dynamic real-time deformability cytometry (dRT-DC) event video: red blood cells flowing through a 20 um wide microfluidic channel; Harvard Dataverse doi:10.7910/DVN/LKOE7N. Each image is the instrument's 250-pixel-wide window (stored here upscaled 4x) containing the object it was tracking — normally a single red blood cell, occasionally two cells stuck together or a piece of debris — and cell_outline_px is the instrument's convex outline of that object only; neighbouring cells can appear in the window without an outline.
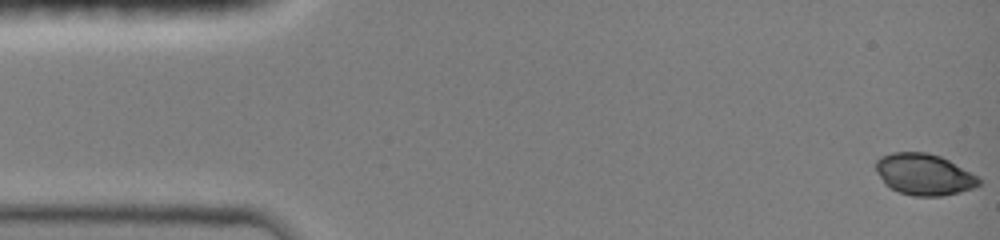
{"species": "common noctule bat (a hibernating species)", "species_latin": "Nyctalus noctula", "temperature_condition": "room temperature", "stored_images_in_passage": 47, "camera_frame_rate_fps": 3000, "um_per_image_px": 0.085, "animal": {"sex": "female", "body_mass_g": 19.0, "forearm_length_mm": 51.5}, "frame": {"image": 1, "passage_image": 1, "time_ms": 0.0, "image_size_px": [1000, 240], "cell_outline_px": [[980, 184], [972, 188], [960, 192], [940, 196], [912, 196], [900, 192], [884, 184], [876, 172], [876, 160], [880, 156], [892, 152], [928, 152], [940, 156], [980, 176]], "centroid_in_image_um": [78.54, 14.82], "position_along_channel_um": 6.5, "area_um2": 24.97}}
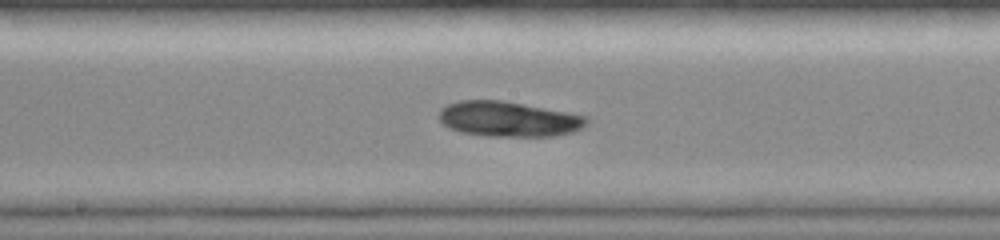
{"frame": {"image": 2, "passage_image": 25, "time_ms": 8.0, "image_size_px": [1000, 240], "cell_outline_px": [[588, 124], [584, 128], [572, 132], [556, 136], [488, 136], [460, 132], [448, 128], [440, 120], [440, 108], [448, 104], [460, 100], [500, 100], [524, 104], [568, 112], [588, 116]], "centroid_in_image_um": [43.26, 10.12], "position_along_channel_um": 204.9, "area_um2": 30.4}}
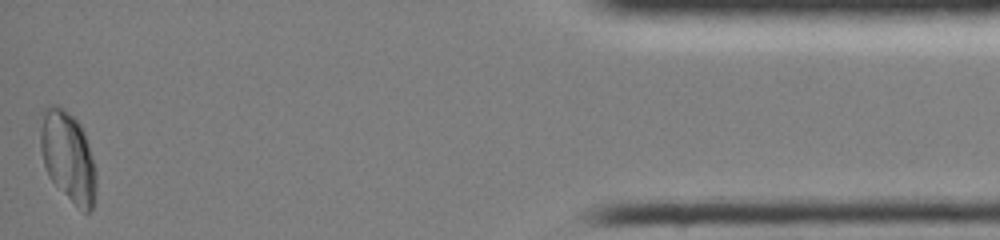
{"frame": {"image": 3, "passage_image": 47, "time_ms": 15.333, "image_size_px": [1000, 240], "cell_outline_px": [[96, 188], [92, 208], [88, 212], [84, 212], [48, 176], [44, 164], [40, 148], [40, 112], [48, 104], [56, 104], [64, 108], [80, 124], [84, 132], [88, 144], [96, 172]], "centroid_in_image_um": [5.75, 13.23], "position_along_channel_um": 429.5, "area_um2": 29.19}, "authors_computed_cell_mechanics": {"area_um2": 28.9, "velocity_mm_per_s": 4.0475, "shape_relaxation_time_tau1_ms": 4.0535, "shape_relaxation_time_tau2_ms": null, "deformation_change_tau1": 0.0328, "deformation_change_tau2": null}}